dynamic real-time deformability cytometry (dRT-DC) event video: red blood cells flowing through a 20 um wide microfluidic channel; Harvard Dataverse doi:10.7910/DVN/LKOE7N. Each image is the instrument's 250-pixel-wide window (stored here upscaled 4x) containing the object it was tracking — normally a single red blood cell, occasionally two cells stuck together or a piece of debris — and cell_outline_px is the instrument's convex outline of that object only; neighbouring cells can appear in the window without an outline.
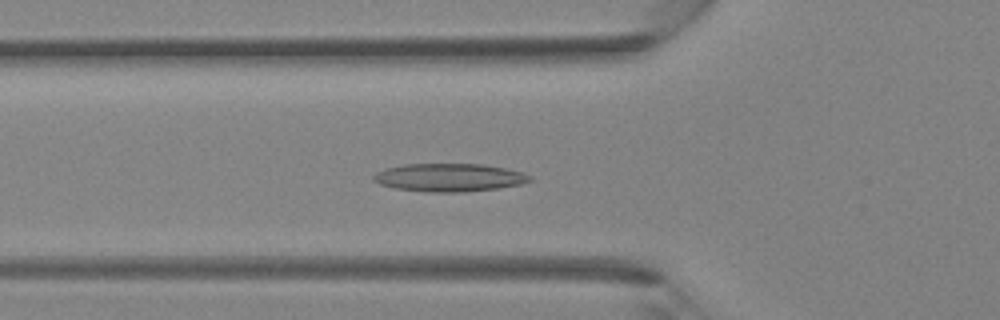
{"species": "Egyptian fruit bat (a non-hibernating species)", "species_latin": "Rousettus aegyptiacus", "temperature_condition": "room temperature", "stored_images_in_passage": 40, "camera_frame_rate_fps": 3000, "um_per_image_px": 0.085, "animal": {"sex": "female"}, "frame": {"image": 1, "passage_image": 14, "time_ms": 4.333, "image_size_px": [1000, 320], "cell_outline_px": [[532, 180], [520, 184], [500, 188], [464, 192], [428, 192], [396, 188], [380, 184], [372, 180], [372, 176], [376, 172], [388, 168], [404, 164], [484, 164], [504, 168], [520, 172], [532, 176]], "centroid_in_image_um": [38.18, 15.09], "position_along_channel_um": 87.6, "area_um2": 25.49}}
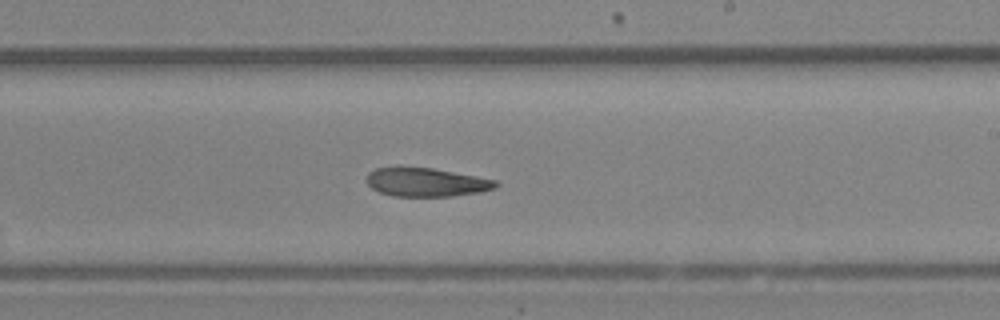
{"frame": {"image": 2, "passage_image": 24, "time_ms": 7.667, "image_size_px": [1000, 320], "cell_outline_px": [[500, 184], [496, 188], [480, 192], [452, 196], [392, 196], [380, 192], [372, 188], [368, 184], [368, 172], [376, 168], [432, 168], [476, 176], [496, 180]], "centroid_in_image_um": [36.28, 15.5], "position_along_channel_um": 252.7, "area_um2": 21.27}}
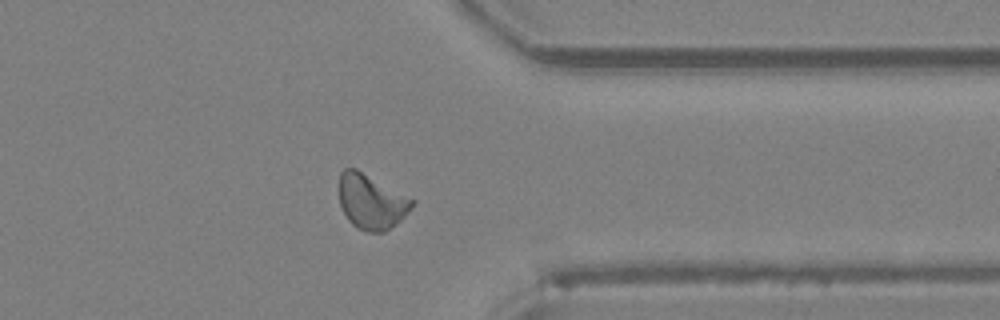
{"frame": {"image": 3, "passage_image": 32, "time_ms": 10.333, "image_size_px": [1000, 320], "cell_outline_px": [[416, 200], [404, 216], [400, 220], [384, 232], [368, 232], [356, 228], [348, 220], [340, 204], [336, 188], [340, 172], [344, 168], [356, 168]], "centroid_in_image_um": [31.5, 17.11], "position_along_channel_um": 379.9, "area_um2": 23.64}}